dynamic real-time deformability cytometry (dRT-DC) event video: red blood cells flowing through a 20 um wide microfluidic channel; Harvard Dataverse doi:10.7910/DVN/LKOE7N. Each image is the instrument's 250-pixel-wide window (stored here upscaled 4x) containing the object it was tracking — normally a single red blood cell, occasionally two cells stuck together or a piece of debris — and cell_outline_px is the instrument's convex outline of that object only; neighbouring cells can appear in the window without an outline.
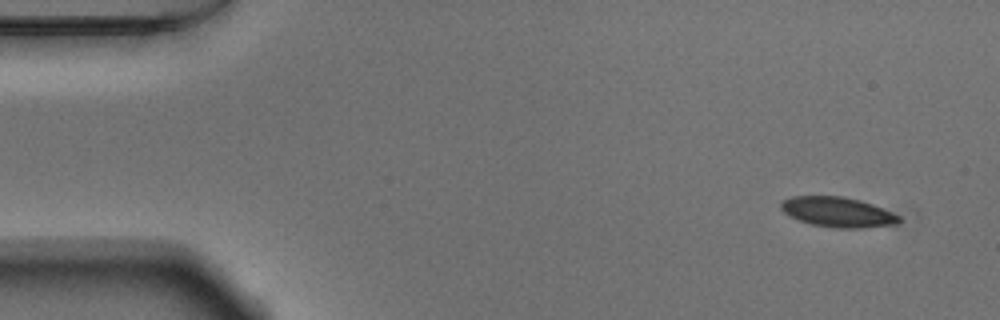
{"species": "Egyptian fruit bat (a non-hibernating species)", "species_latin": "Rousettus aegyptiacus", "temperature_condition": "warm", "stored_images_in_passage": 52, "camera_frame_rate_fps": 3000, "um_per_image_px": 0.085, "animal": {"sex": "male"}, "frame": {"image": 1, "passage_image": 3, "time_ms": 0.667, "image_size_px": [1000, 320], "cell_outline_px": [[904, 220], [900, 224], [864, 228], [836, 228], [812, 224], [788, 216], [780, 208], [780, 204], [784, 200], [792, 196], [844, 196], [860, 200], [872, 204], [900, 216]], "centroid_in_image_um": [71.25, 18.03], "position_along_channel_um": 13.8, "area_um2": 20.81}}
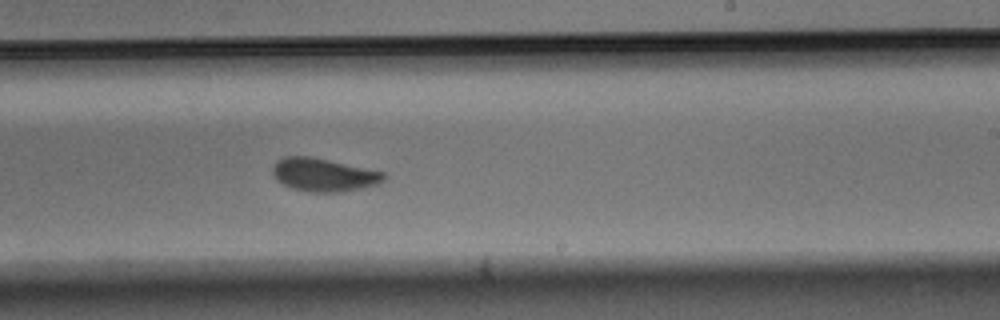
{"frame": {"image": 2, "passage_image": 31, "time_ms": 10.0, "image_size_px": [1000, 320], "cell_outline_px": [[388, 176], [384, 180], [376, 184], [360, 188], [340, 192], [312, 192], [292, 188], [276, 180], [272, 172], [272, 168], [276, 160], [284, 156], [308, 156], [328, 160], [384, 172]], "centroid_in_image_um": [27.48, 14.85], "position_along_channel_um": 261.5, "area_um2": 21.33}}
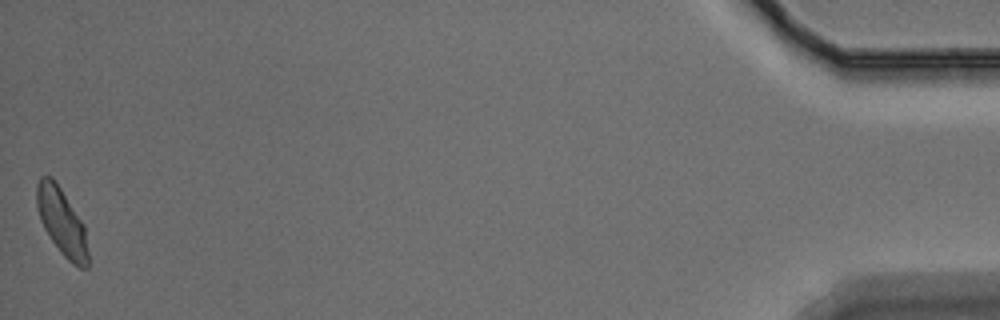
{"frame": {"image": 3, "passage_image": 52, "time_ms": 17.0, "image_size_px": [1000, 320], "cell_outline_px": [[88, 268], [80, 268], [72, 264], [60, 252], [44, 228], [40, 220], [36, 204], [36, 184], [40, 176], [52, 176], [84, 224], [88, 252]], "centroid_in_image_um": [5.24, 18.86], "position_along_channel_um": 430.0, "area_um2": 20.0}, "authors_computed_cell_mechanics": {"area_um2": 21.1548, "velocity_mm_per_s": 3.7922, "shape_relaxation_time_tau1_ms": 3.9079, "shape_relaxation_time_tau2_ms": 0.954, "deformation_change_tau1": 0.112, "deformation_change_tau2": 0.0406}}